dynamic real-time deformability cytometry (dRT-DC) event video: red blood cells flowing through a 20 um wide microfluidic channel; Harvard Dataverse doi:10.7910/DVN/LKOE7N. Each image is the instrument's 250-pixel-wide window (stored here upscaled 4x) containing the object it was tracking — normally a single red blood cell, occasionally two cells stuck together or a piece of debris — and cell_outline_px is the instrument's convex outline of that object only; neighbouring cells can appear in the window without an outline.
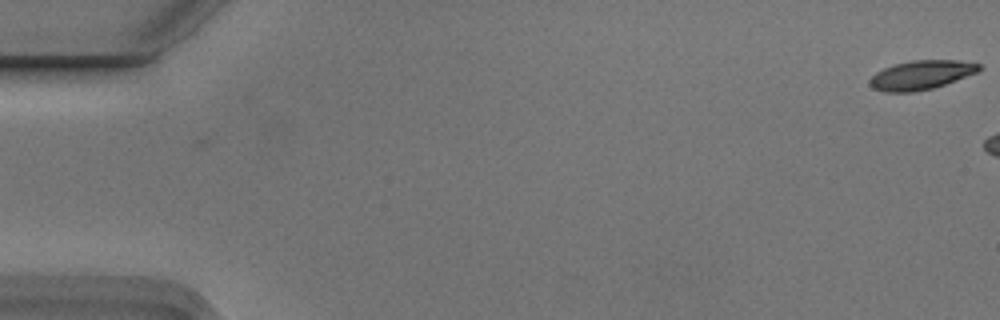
{"species": "Egyptian fruit bat (a non-hibernating species)", "species_latin": "Rousettus aegyptiacus", "temperature_condition": "cold", "stored_images_in_passage": 3, "camera_frame_rate_fps": 3000, "um_per_image_px": 0.085, "animal": {"sex": "male"}, "frame": {"image": 1, "passage_image": 1, "time_ms": 0.0, "image_size_px": [1000, 320], "cell_outline_px": [[984, 68], [976, 72], [956, 80], [932, 88], [912, 92], [884, 92], [872, 88], [868, 84], [868, 80], [876, 72], [884, 68], [896, 64], [912, 60], [956, 60], [980, 64]], "centroid_in_image_um": [78.27, 6.37], "position_along_channel_um": 6.7, "area_um2": 18.44}}